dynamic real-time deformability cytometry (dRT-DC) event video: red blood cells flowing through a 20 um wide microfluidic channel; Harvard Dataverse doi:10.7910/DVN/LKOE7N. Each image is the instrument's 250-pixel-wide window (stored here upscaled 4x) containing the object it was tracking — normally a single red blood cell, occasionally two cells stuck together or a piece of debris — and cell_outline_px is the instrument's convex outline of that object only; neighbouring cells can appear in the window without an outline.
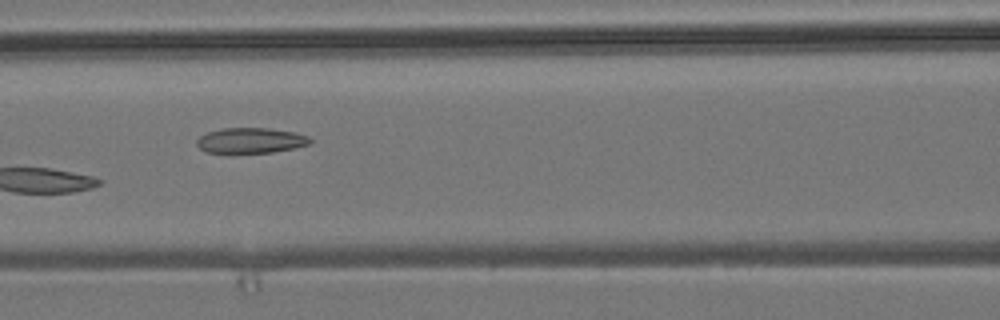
{"species": "common noctule bat (a hibernating species)", "species_latin": "Nyctalus noctula", "temperature_condition": "room temperature", "stored_images_in_passage": 7, "camera_frame_rate_fps": 3000, "um_per_image_px": 0.085, "animal": {"sex": "male", "body_mass_g": 19.2, "forearm_length_mm": 51.8}, "frame": {"image": 1, "passage_image": 5, "time_ms": 1.333, "image_size_px": [1000, 320], "cell_outline_px": [[312, 144], [272, 152], [208, 152], [200, 148], [196, 144], [196, 140], [200, 136], [208, 132], [224, 128], [268, 128], [292, 132], [308, 136], [312, 140]], "centroid_in_image_um": [21.32, 11.93], "position_along_channel_um": 145.3, "area_um2": 16.47}}
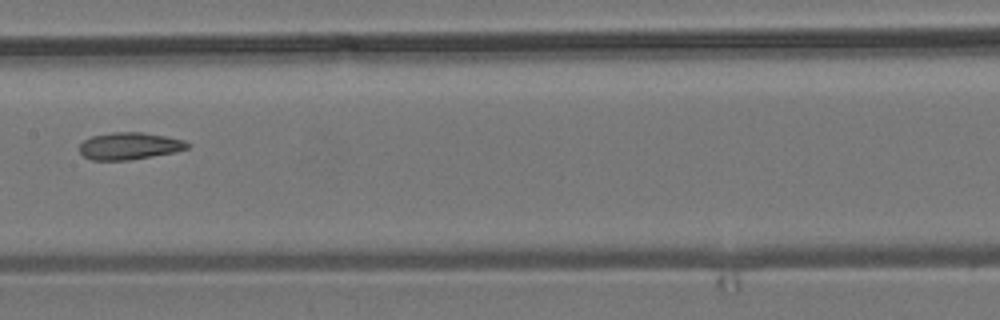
{"frame": {"image": 2, "passage_image": 6, "time_ms": 1.667, "image_size_px": [1000, 320], "cell_outline_px": [[192, 144], [188, 148], [176, 152], [128, 160], [92, 160], [84, 156], [80, 152], [80, 144], [84, 140], [92, 136], [112, 132], [144, 132], [184, 140]], "centroid_in_image_um": [11.02, 12.4], "position_along_channel_um": 196.4, "area_um2": 17.05}}
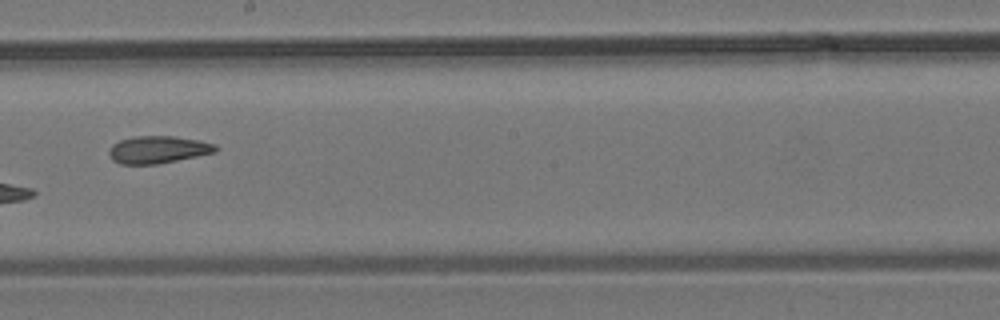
{"frame": {"image": 3, "passage_image": 7, "time_ms": 2.0, "image_size_px": [1000, 320], "cell_outline_px": [[220, 148], [216, 152], [156, 164], [120, 164], [112, 160], [108, 152], [112, 144], [120, 140], [132, 136], [172, 136], [196, 140], [216, 144]], "centroid_in_image_um": [13.41, 12.71], "position_along_channel_um": 234.8, "area_um2": 16.94}}